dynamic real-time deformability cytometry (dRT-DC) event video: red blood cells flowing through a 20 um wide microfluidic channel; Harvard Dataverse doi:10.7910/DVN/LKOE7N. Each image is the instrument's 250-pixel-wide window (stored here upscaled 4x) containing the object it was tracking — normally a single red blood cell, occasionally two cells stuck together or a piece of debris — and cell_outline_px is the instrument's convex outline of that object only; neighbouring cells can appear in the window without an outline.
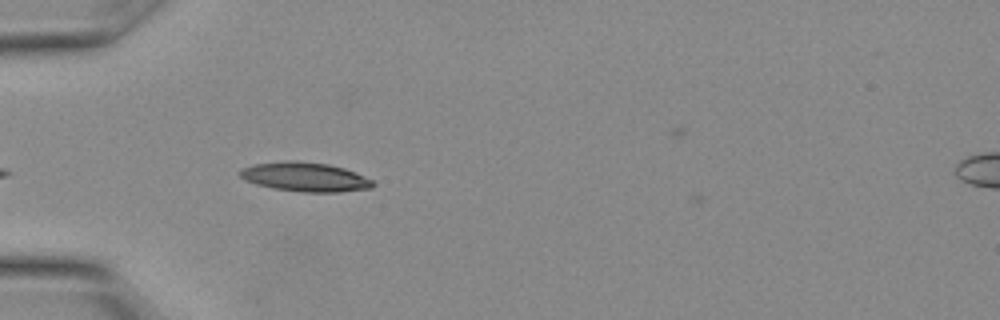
{"species": "Egyptian fruit bat (a non-hibernating species)", "species_latin": "Rousettus aegyptiacus", "temperature_condition": "warm", "stored_images_in_passage": 5, "camera_frame_rate_fps": 3000, "um_per_image_px": 0.085, "animal": {"sex": "female"}, "frame": {"image": 1, "passage_image": 2, "time_ms": 0.333, "image_size_px": [1000, 320], "cell_outline_px": [[376, 184], [372, 188], [340, 192], [304, 192], [272, 188], [256, 184], [244, 180], [236, 172], [240, 168], [252, 164], [284, 160], [296, 160], [328, 164], [344, 168], [372, 180]], "centroid_in_image_um": [25.87, 15.03], "position_along_channel_um": 59.1, "area_um2": 22.89}}
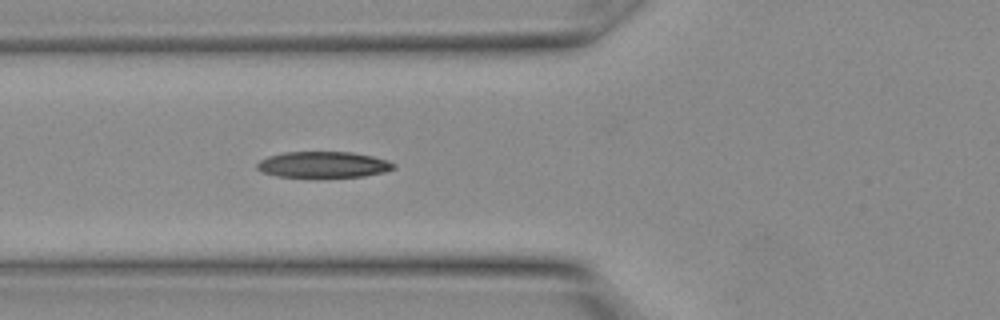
{"frame": {"image": 2, "passage_image": 4, "time_ms": 1.0, "image_size_px": [1000, 320], "cell_outline_px": [[396, 168], [384, 172], [364, 176], [276, 176], [264, 172], [256, 168], [256, 164], [260, 160], [268, 156], [284, 152], [352, 152], [372, 156], [388, 160], [396, 164]], "centroid_in_image_um": [27.5, 13.97], "position_along_channel_um": 98.3, "area_um2": 20.52}}